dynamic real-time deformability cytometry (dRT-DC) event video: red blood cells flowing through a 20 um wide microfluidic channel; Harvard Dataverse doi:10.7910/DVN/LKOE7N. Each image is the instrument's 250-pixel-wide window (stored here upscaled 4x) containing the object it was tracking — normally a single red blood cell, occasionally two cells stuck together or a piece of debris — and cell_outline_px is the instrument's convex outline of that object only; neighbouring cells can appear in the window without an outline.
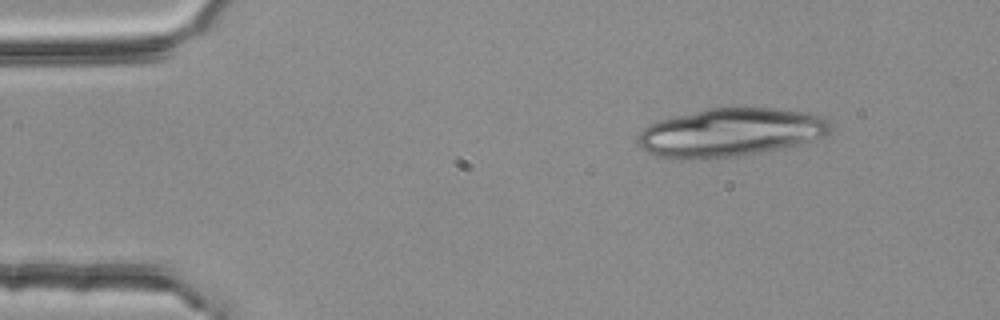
{"species": "common noctule bat (a hibernating species)", "species_latin": "Nyctalus noctula", "temperature_condition": "room temperature", "stored_images_in_passage": 13, "camera_frame_rate_fps": 3000, "um_per_image_px": 0.085, "animal": {"sex": "female", "body_mass_g": 25.1}, "frame": {"image": 1, "passage_image": 1, "time_ms": 0.0, "image_size_px": [1000, 320], "cell_outline_px": [[832, 128], [824, 136], [800, 144], [736, 156], [680, 160], [652, 156], [636, 140], [640, 132], [648, 124], [660, 120], [708, 108], [772, 108], [808, 112], [824, 116], [832, 124]], "centroid_in_image_um": [62.08, 11.26], "position_along_channel_um": 22.9, "area_um2": 54.16}}